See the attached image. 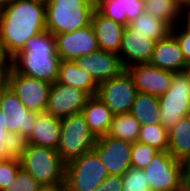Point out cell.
I'll list each match as a JSON object with an SVG mask.
<instances>
[{"instance_id": "1", "label": "cell", "mask_w": 190, "mask_h": 191, "mask_svg": "<svg viewBox=\"0 0 190 191\" xmlns=\"http://www.w3.org/2000/svg\"><path fill=\"white\" fill-rule=\"evenodd\" d=\"M0 31L13 58L34 36L46 31L44 0H6L0 3Z\"/></svg>"}, {"instance_id": "2", "label": "cell", "mask_w": 190, "mask_h": 191, "mask_svg": "<svg viewBox=\"0 0 190 191\" xmlns=\"http://www.w3.org/2000/svg\"><path fill=\"white\" fill-rule=\"evenodd\" d=\"M60 62L55 36L44 31L32 37L12 58L11 67L17 73L53 84L58 80Z\"/></svg>"}, {"instance_id": "3", "label": "cell", "mask_w": 190, "mask_h": 191, "mask_svg": "<svg viewBox=\"0 0 190 191\" xmlns=\"http://www.w3.org/2000/svg\"><path fill=\"white\" fill-rule=\"evenodd\" d=\"M46 31L54 36L70 33L91 24L96 5L89 0H44Z\"/></svg>"}, {"instance_id": "4", "label": "cell", "mask_w": 190, "mask_h": 191, "mask_svg": "<svg viewBox=\"0 0 190 191\" xmlns=\"http://www.w3.org/2000/svg\"><path fill=\"white\" fill-rule=\"evenodd\" d=\"M21 167L41 185L64 184L65 163L57 150L28 144Z\"/></svg>"}, {"instance_id": "5", "label": "cell", "mask_w": 190, "mask_h": 191, "mask_svg": "<svg viewBox=\"0 0 190 191\" xmlns=\"http://www.w3.org/2000/svg\"><path fill=\"white\" fill-rule=\"evenodd\" d=\"M109 176L97 153L92 150L65 164L66 191H94Z\"/></svg>"}, {"instance_id": "6", "label": "cell", "mask_w": 190, "mask_h": 191, "mask_svg": "<svg viewBox=\"0 0 190 191\" xmlns=\"http://www.w3.org/2000/svg\"><path fill=\"white\" fill-rule=\"evenodd\" d=\"M60 122L61 133L57 152L65 164L93 150L96 138L89 130L82 113L64 117Z\"/></svg>"}, {"instance_id": "7", "label": "cell", "mask_w": 190, "mask_h": 191, "mask_svg": "<svg viewBox=\"0 0 190 191\" xmlns=\"http://www.w3.org/2000/svg\"><path fill=\"white\" fill-rule=\"evenodd\" d=\"M160 124L170 130L185 116L190 115V78L187 72H176L170 88L158 97Z\"/></svg>"}, {"instance_id": "8", "label": "cell", "mask_w": 190, "mask_h": 191, "mask_svg": "<svg viewBox=\"0 0 190 191\" xmlns=\"http://www.w3.org/2000/svg\"><path fill=\"white\" fill-rule=\"evenodd\" d=\"M150 191H182L186 180L184 163L168 151H160L143 168Z\"/></svg>"}, {"instance_id": "9", "label": "cell", "mask_w": 190, "mask_h": 191, "mask_svg": "<svg viewBox=\"0 0 190 191\" xmlns=\"http://www.w3.org/2000/svg\"><path fill=\"white\" fill-rule=\"evenodd\" d=\"M6 85L29 111L37 114L46 111L51 88L50 83L17 73L10 66Z\"/></svg>"}, {"instance_id": "10", "label": "cell", "mask_w": 190, "mask_h": 191, "mask_svg": "<svg viewBox=\"0 0 190 191\" xmlns=\"http://www.w3.org/2000/svg\"><path fill=\"white\" fill-rule=\"evenodd\" d=\"M136 93L131 75L123 69L117 76L100 83L96 95L117 115L130 112Z\"/></svg>"}, {"instance_id": "11", "label": "cell", "mask_w": 190, "mask_h": 191, "mask_svg": "<svg viewBox=\"0 0 190 191\" xmlns=\"http://www.w3.org/2000/svg\"><path fill=\"white\" fill-rule=\"evenodd\" d=\"M0 110L7 132H18L26 139L31 135L37 113L29 111L7 85L0 89Z\"/></svg>"}, {"instance_id": "12", "label": "cell", "mask_w": 190, "mask_h": 191, "mask_svg": "<svg viewBox=\"0 0 190 191\" xmlns=\"http://www.w3.org/2000/svg\"><path fill=\"white\" fill-rule=\"evenodd\" d=\"M56 52L61 60L74 61L99 50L92 24L70 33L55 35Z\"/></svg>"}, {"instance_id": "13", "label": "cell", "mask_w": 190, "mask_h": 191, "mask_svg": "<svg viewBox=\"0 0 190 191\" xmlns=\"http://www.w3.org/2000/svg\"><path fill=\"white\" fill-rule=\"evenodd\" d=\"M132 143L105 135L96 139L93 150L109 174L123 175L131 168Z\"/></svg>"}, {"instance_id": "14", "label": "cell", "mask_w": 190, "mask_h": 191, "mask_svg": "<svg viewBox=\"0 0 190 191\" xmlns=\"http://www.w3.org/2000/svg\"><path fill=\"white\" fill-rule=\"evenodd\" d=\"M89 97L80 89L55 82L51 84L45 112L59 119L82 113Z\"/></svg>"}, {"instance_id": "15", "label": "cell", "mask_w": 190, "mask_h": 191, "mask_svg": "<svg viewBox=\"0 0 190 191\" xmlns=\"http://www.w3.org/2000/svg\"><path fill=\"white\" fill-rule=\"evenodd\" d=\"M125 69L131 75L137 92L156 97L167 92L174 75V72L162 70L150 63L133 64Z\"/></svg>"}, {"instance_id": "16", "label": "cell", "mask_w": 190, "mask_h": 191, "mask_svg": "<svg viewBox=\"0 0 190 191\" xmlns=\"http://www.w3.org/2000/svg\"><path fill=\"white\" fill-rule=\"evenodd\" d=\"M155 43V40L144 36L129 25L125 26L118 54L124 69L133 64L149 63Z\"/></svg>"}, {"instance_id": "17", "label": "cell", "mask_w": 190, "mask_h": 191, "mask_svg": "<svg viewBox=\"0 0 190 191\" xmlns=\"http://www.w3.org/2000/svg\"><path fill=\"white\" fill-rule=\"evenodd\" d=\"M74 63L87 72L98 85L117 76L124 69L118 54L100 49L75 59Z\"/></svg>"}, {"instance_id": "18", "label": "cell", "mask_w": 190, "mask_h": 191, "mask_svg": "<svg viewBox=\"0 0 190 191\" xmlns=\"http://www.w3.org/2000/svg\"><path fill=\"white\" fill-rule=\"evenodd\" d=\"M149 63L162 70L174 73L185 72L188 66L177 39L171 33L155 43Z\"/></svg>"}, {"instance_id": "19", "label": "cell", "mask_w": 190, "mask_h": 191, "mask_svg": "<svg viewBox=\"0 0 190 191\" xmlns=\"http://www.w3.org/2000/svg\"><path fill=\"white\" fill-rule=\"evenodd\" d=\"M98 47L100 50L119 54L125 26L103 16L97 9L91 17Z\"/></svg>"}, {"instance_id": "20", "label": "cell", "mask_w": 190, "mask_h": 191, "mask_svg": "<svg viewBox=\"0 0 190 191\" xmlns=\"http://www.w3.org/2000/svg\"><path fill=\"white\" fill-rule=\"evenodd\" d=\"M61 122L57 117L47 112L36 115L31 135L27 138L30 145L57 150L60 142Z\"/></svg>"}, {"instance_id": "21", "label": "cell", "mask_w": 190, "mask_h": 191, "mask_svg": "<svg viewBox=\"0 0 190 191\" xmlns=\"http://www.w3.org/2000/svg\"><path fill=\"white\" fill-rule=\"evenodd\" d=\"M96 9L106 18L127 26L144 12V0H101Z\"/></svg>"}, {"instance_id": "22", "label": "cell", "mask_w": 190, "mask_h": 191, "mask_svg": "<svg viewBox=\"0 0 190 191\" xmlns=\"http://www.w3.org/2000/svg\"><path fill=\"white\" fill-rule=\"evenodd\" d=\"M82 114L89 130L96 139L108 134L113 113L97 95L88 98L86 105L82 109Z\"/></svg>"}, {"instance_id": "23", "label": "cell", "mask_w": 190, "mask_h": 191, "mask_svg": "<svg viewBox=\"0 0 190 191\" xmlns=\"http://www.w3.org/2000/svg\"><path fill=\"white\" fill-rule=\"evenodd\" d=\"M57 83L80 89L89 96L96 95L98 89V84L87 72L77 67L74 61L61 60Z\"/></svg>"}, {"instance_id": "24", "label": "cell", "mask_w": 190, "mask_h": 191, "mask_svg": "<svg viewBox=\"0 0 190 191\" xmlns=\"http://www.w3.org/2000/svg\"><path fill=\"white\" fill-rule=\"evenodd\" d=\"M167 151L177 161L185 163L190 157V115L182 117L168 131Z\"/></svg>"}, {"instance_id": "25", "label": "cell", "mask_w": 190, "mask_h": 191, "mask_svg": "<svg viewBox=\"0 0 190 191\" xmlns=\"http://www.w3.org/2000/svg\"><path fill=\"white\" fill-rule=\"evenodd\" d=\"M130 113L141 125L160 124L158 97L137 92Z\"/></svg>"}, {"instance_id": "26", "label": "cell", "mask_w": 190, "mask_h": 191, "mask_svg": "<svg viewBox=\"0 0 190 191\" xmlns=\"http://www.w3.org/2000/svg\"><path fill=\"white\" fill-rule=\"evenodd\" d=\"M144 12L165 21L171 27L185 20L176 0H144Z\"/></svg>"}, {"instance_id": "27", "label": "cell", "mask_w": 190, "mask_h": 191, "mask_svg": "<svg viewBox=\"0 0 190 191\" xmlns=\"http://www.w3.org/2000/svg\"><path fill=\"white\" fill-rule=\"evenodd\" d=\"M129 26L156 42L166 38L171 33L172 28L165 21L155 18L147 12H142L129 23Z\"/></svg>"}, {"instance_id": "28", "label": "cell", "mask_w": 190, "mask_h": 191, "mask_svg": "<svg viewBox=\"0 0 190 191\" xmlns=\"http://www.w3.org/2000/svg\"><path fill=\"white\" fill-rule=\"evenodd\" d=\"M141 124L129 113L113 115L107 135L134 143L137 141Z\"/></svg>"}, {"instance_id": "29", "label": "cell", "mask_w": 190, "mask_h": 191, "mask_svg": "<svg viewBox=\"0 0 190 191\" xmlns=\"http://www.w3.org/2000/svg\"><path fill=\"white\" fill-rule=\"evenodd\" d=\"M137 141L148 144L158 151H167L169 145L168 130L161 124L141 125Z\"/></svg>"}, {"instance_id": "30", "label": "cell", "mask_w": 190, "mask_h": 191, "mask_svg": "<svg viewBox=\"0 0 190 191\" xmlns=\"http://www.w3.org/2000/svg\"><path fill=\"white\" fill-rule=\"evenodd\" d=\"M160 151L148 144L140 143L138 141L132 143L131 147V167L136 169H143L147 166L153 157Z\"/></svg>"}, {"instance_id": "31", "label": "cell", "mask_w": 190, "mask_h": 191, "mask_svg": "<svg viewBox=\"0 0 190 191\" xmlns=\"http://www.w3.org/2000/svg\"><path fill=\"white\" fill-rule=\"evenodd\" d=\"M122 191H150L143 169L129 168L123 175Z\"/></svg>"}, {"instance_id": "32", "label": "cell", "mask_w": 190, "mask_h": 191, "mask_svg": "<svg viewBox=\"0 0 190 191\" xmlns=\"http://www.w3.org/2000/svg\"><path fill=\"white\" fill-rule=\"evenodd\" d=\"M20 168L21 163L19 159L12 158L10 160L0 161V191L9 188Z\"/></svg>"}, {"instance_id": "33", "label": "cell", "mask_w": 190, "mask_h": 191, "mask_svg": "<svg viewBox=\"0 0 190 191\" xmlns=\"http://www.w3.org/2000/svg\"><path fill=\"white\" fill-rule=\"evenodd\" d=\"M187 64H190V25L184 20L171 28Z\"/></svg>"}, {"instance_id": "34", "label": "cell", "mask_w": 190, "mask_h": 191, "mask_svg": "<svg viewBox=\"0 0 190 191\" xmlns=\"http://www.w3.org/2000/svg\"><path fill=\"white\" fill-rule=\"evenodd\" d=\"M41 186V184L21 167L13 183L4 191H38Z\"/></svg>"}, {"instance_id": "35", "label": "cell", "mask_w": 190, "mask_h": 191, "mask_svg": "<svg viewBox=\"0 0 190 191\" xmlns=\"http://www.w3.org/2000/svg\"><path fill=\"white\" fill-rule=\"evenodd\" d=\"M28 145L27 139L18 132H7L6 148L12 158L20 159Z\"/></svg>"}, {"instance_id": "36", "label": "cell", "mask_w": 190, "mask_h": 191, "mask_svg": "<svg viewBox=\"0 0 190 191\" xmlns=\"http://www.w3.org/2000/svg\"><path fill=\"white\" fill-rule=\"evenodd\" d=\"M122 175L109 174V176L99 184L94 191H122Z\"/></svg>"}, {"instance_id": "37", "label": "cell", "mask_w": 190, "mask_h": 191, "mask_svg": "<svg viewBox=\"0 0 190 191\" xmlns=\"http://www.w3.org/2000/svg\"><path fill=\"white\" fill-rule=\"evenodd\" d=\"M7 130L3 125V112L0 110V161L12 159L6 148Z\"/></svg>"}, {"instance_id": "38", "label": "cell", "mask_w": 190, "mask_h": 191, "mask_svg": "<svg viewBox=\"0 0 190 191\" xmlns=\"http://www.w3.org/2000/svg\"><path fill=\"white\" fill-rule=\"evenodd\" d=\"M12 60H0V89L7 83V73Z\"/></svg>"}, {"instance_id": "39", "label": "cell", "mask_w": 190, "mask_h": 191, "mask_svg": "<svg viewBox=\"0 0 190 191\" xmlns=\"http://www.w3.org/2000/svg\"><path fill=\"white\" fill-rule=\"evenodd\" d=\"M38 191H66L65 184L42 185Z\"/></svg>"}, {"instance_id": "40", "label": "cell", "mask_w": 190, "mask_h": 191, "mask_svg": "<svg viewBox=\"0 0 190 191\" xmlns=\"http://www.w3.org/2000/svg\"><path fill=\"white\" fill-rule=\"evenodd\" d=\"M0 60H12V58L9 56L8 52L5 49L4 42L1 36V31H0Z\"/></svg>"}, {"instance_id": "41", "label": "cell", "mask_w": 190, "mask_h": 191, "mask_svg": "<svg viewBox=\"0 0 190 191\" xmlns=\"http://www.w3.org/2000/svg\"><path fill=\"white\" fill-rule=\"evenodd\" d=\"M182 13L184 18H189L190 17V0H187L182 6Z\"/></svg>"}, {"instance_id": "42", "label": "cell", "mask_w": 190, "mask_h": 191, "mask_svg": "<svg viewBox=\"0 0 190 191\" xmlns=\"http://www.w3.org/2000/svg\"><path fill=\"white\" fill-rule=\"evenodd\" d=\"M186 171V180L190 182V164H184Z\"/></svg>"}, {"instance_id": "43", "label": "cell", "mask_w": 190, "mask_h": 191, "mask_svg": "<svg viewBox=\"0 0 190 191\" xmlns=\"http://www.w3.org/2000/svg\"><path fill=\"white\" fill-rule=\"evenodd\" d=\"M182 191H190V182L185 180Z\"/></svg>"}, {"instance_id": "44", "label": "cell", "mask_w": 190, "mask_h": 191, "mask_svg": "<svg viewBox=\"0 0 190 191\" xmlns=\"http://www.w3.org/2000/svg\"><path fill=\"white\" fill-rule=\"evenodd\" d=\"M177 3L182 6L187 0H176Z\"/></svg>"}, {"instance_id": "45", "label": "cell", "mask_w": 190, "mask_h": 191, "mask_svg": "<svg viewBox=\"0 0 190 191\" xmlns=\"http://www.w3.org/2000/svg\"><path fill=\"white\" fill-rule=\"evenodd\" d=\"M186 72H187V74L189 75V78H190V64H188Z\"/></svg>"}, {"instance_id": "46", "label": "cell", "mask_w": 190, "mask_h": 191, "mask_svg": "<svg viewBox=\"0 0 190 191\" xmlns=\"http://www.w3.org/2000/svg\"><path fill=\"white\" fill-rule=\"evenodd\" d=\"M91 1L92 3H94L95 5H97L101 0H89Z\"/></svg>"}, {"instance_id": "47", "label": "cell", "mask_w": 190, "mask_h": 191, "mask_svg": "<svg viewBox=\"0 0 190 191\" xmlns=\"http://www.w3.org/2000/svg\"><path fill=\"white\" fill-rule=\"evenodd\" d=\"M184 164H190V157Z\"/></svg>"}, {"instance_id": "48", "label": "cell", "mask_w": 190, "mask_h": 191, "mask_svg": "<svg viewBox=\"0 0 190 191\" xmlns=\"http://www.w3.org/2000/svg\"><path fill=\"white\" fill-rule=\"evenodd\" d=\"M185 21L190 25V19H185Z\"/></svg>"}]
</instances>
